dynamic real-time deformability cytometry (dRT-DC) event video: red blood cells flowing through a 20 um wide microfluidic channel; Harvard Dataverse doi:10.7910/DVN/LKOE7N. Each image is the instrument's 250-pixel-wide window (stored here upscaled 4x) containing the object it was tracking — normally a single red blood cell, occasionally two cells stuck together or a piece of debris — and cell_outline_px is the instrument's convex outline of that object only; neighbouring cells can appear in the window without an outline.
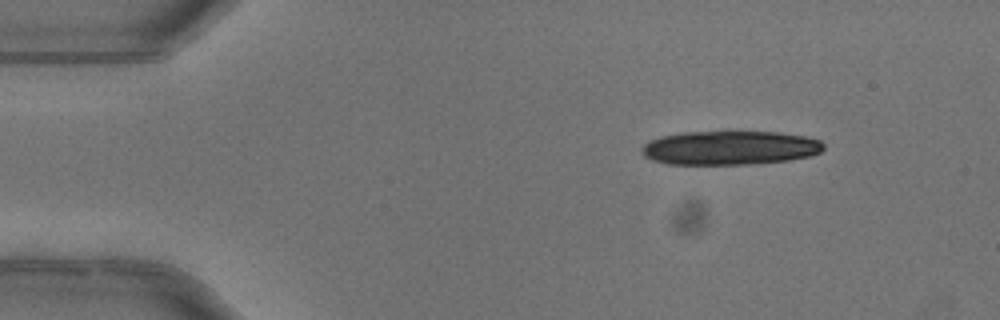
{"species": "common noctule bat (a hibernating species)", "species_latin": "Nyctalus noctula", "temperature_condition": "warm", "stored_images_in_passage": 3, "camera_frame_rate_fps": 3000, "um_per_image_px": 0.085, "animal": {"sex": "female"}, "frame": {"image": 1, "passage_image": 1, "time_ms": 0.0, "image_size_px": [1000, 320], "cell_outline_px": [[824, 148], [820, 152], [808, 156], [788, 160], [756, 164], [668, 164], [652, 160], [644, 156], [640, 152], [640, 148], [648, 140], [660, 136], [680, 132], [728, 128], [780, 132], [808, 136], [820, 140], [824, 144]], "centroid_in_image_um": [62.01, 12.5], "position_along_channel_um": 23.0, "area_um2": 37.8}}